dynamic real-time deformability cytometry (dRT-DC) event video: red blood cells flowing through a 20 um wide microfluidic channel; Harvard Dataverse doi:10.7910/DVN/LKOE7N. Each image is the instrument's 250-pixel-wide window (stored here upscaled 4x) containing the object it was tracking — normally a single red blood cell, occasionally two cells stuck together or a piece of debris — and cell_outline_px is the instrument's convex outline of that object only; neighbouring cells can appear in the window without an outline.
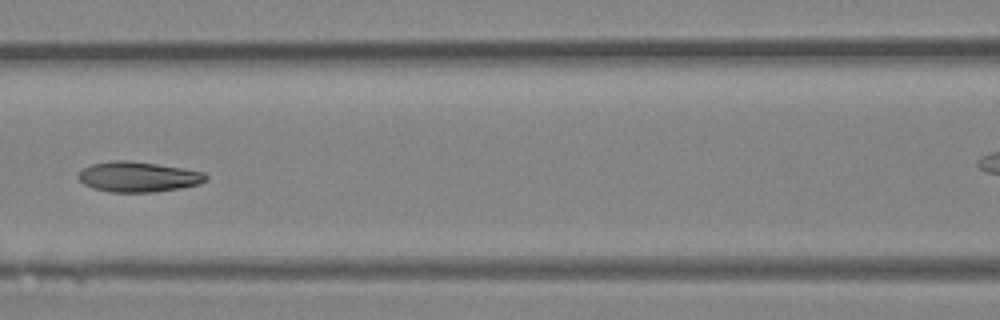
{"species": "Egyptian fruit bat (a non-hibernating species)", "species_latin": "Rousettus aegyptiacus", "temperature_condition": "room temperature", "stored_images_in_passage": 18, "camera_frame_rate_fps": 3000, "um_per_image_px": 0.085, "animal": {"sex": "female"}, "frame": {"image": 1, "passage_image": 11, "time_ms": 3.333, "image_size_px": [1000, 320], "cell_outline_px": [[208, 176], [200, 184], [180, 188], [156, 192], [108, 192], [92, 188], [84, 184], [80, 180], [80, 172], [84, 168], [92, 164], [112, 160], [128, 160], [156, 164], [204, 172]], "centroid_in_image_um": [11.74, 15.04], "position_along_channel_um": 154.9, "area_um2": 22.31}}